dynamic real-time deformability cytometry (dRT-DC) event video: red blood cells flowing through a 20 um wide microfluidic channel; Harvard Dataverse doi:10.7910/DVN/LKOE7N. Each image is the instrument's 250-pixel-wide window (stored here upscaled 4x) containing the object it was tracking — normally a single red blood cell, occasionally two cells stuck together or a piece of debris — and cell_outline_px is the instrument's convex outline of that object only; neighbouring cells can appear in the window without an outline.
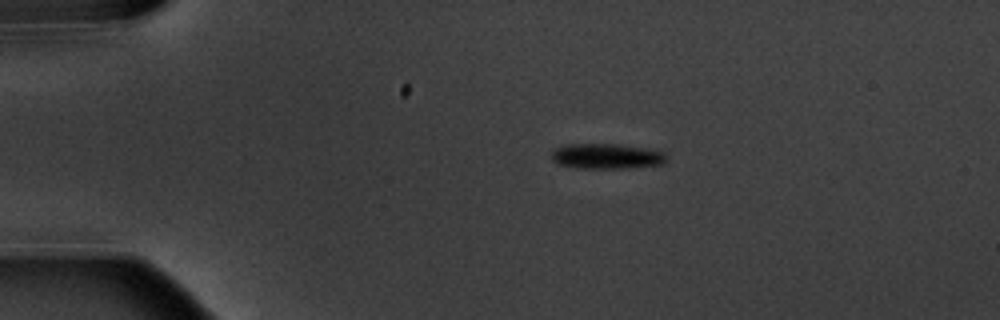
{"species": "common noctule bat (a hibernating species)", "species_latin": "Nyctalus noctula", "temperature_condition": "warm", "stored_images_in_passage": 2, "camera_frame_rate_fps": 3000, "um_per_image_px": 0.085, "animal": {"sex": "male", "body_mass_g": 20.1, "forearm_length_mm": 53.5}, "frame": {"image": 1, "passage_image": 1, "time_ms": 0.0, "image_size_px": [1000, 320], "cell_outline_px": [[668, 160], [664, 164], [628, 168], [576, 168], [556, 164], [552, 160], [552, 148], [564, 144], [616, 144], [644, 148], [664, 152]], "centroid_in_image_um": [51.52, 13.28], "position_along_channel_um": 33.5, "area_um2": 17.17}}